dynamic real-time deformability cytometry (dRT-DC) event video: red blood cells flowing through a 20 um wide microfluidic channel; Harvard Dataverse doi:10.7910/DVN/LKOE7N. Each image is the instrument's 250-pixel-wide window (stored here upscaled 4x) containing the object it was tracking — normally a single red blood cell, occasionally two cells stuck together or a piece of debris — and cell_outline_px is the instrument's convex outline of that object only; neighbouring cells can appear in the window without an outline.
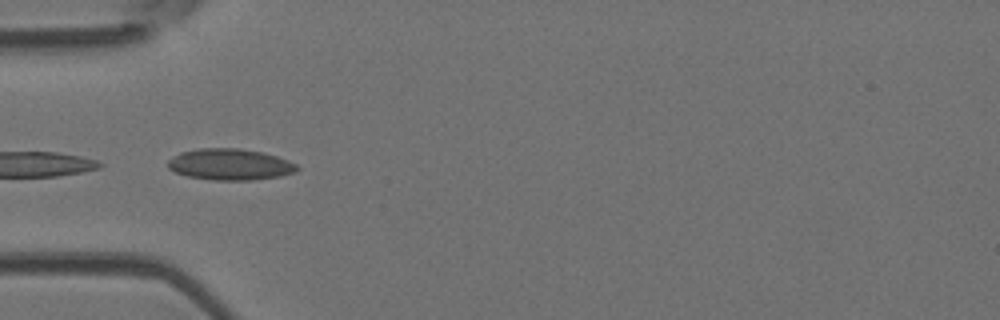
{"species": "Egyptian fruit bat (a non-hibernating species)", "species_latin": "Rousettus aegyptiacus", "temperature_condition": "room temperature", "stored_images_in_passage": 22, "camera_frame_rate_fps": 3000, "um_per_image_px": 0.085, "animal": {"sex": "female"}, "frame": {"image": 1, "passage_image": 1, "time_ms": 0.0, "image_size_px": [1000, 320], "cell_outline_px": [[300, 168], [296, 172], [280, 176], [252, 180], [212, 180], [188, 176], [176, 172], [168, 168], [168, 160], [180, 152], [200, 148], [240, 148], [260, 152], [276, 156], [288, 160], [296, 164]], "centroid_in_image_um": [19.56, 13.98], "position_along_channel_um": 65.4, "area_um2": 23.52}}